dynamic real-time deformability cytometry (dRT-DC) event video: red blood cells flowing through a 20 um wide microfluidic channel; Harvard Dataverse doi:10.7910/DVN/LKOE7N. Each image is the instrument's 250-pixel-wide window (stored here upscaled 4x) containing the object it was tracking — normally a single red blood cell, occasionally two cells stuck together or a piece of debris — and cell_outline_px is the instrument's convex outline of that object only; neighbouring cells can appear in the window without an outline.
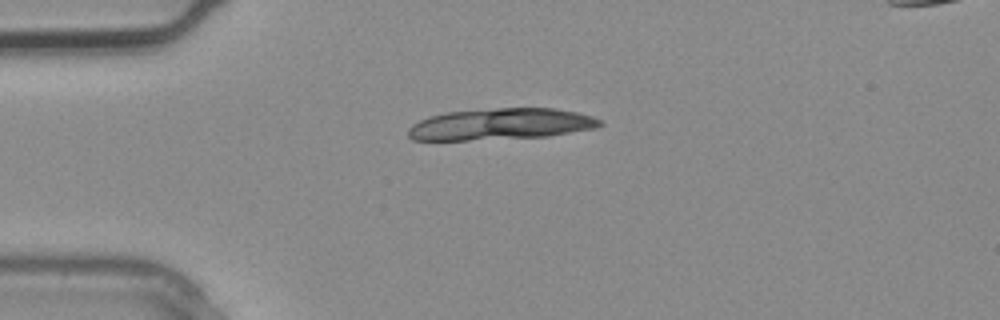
{"species": "common noctule bat (a hibernating species)", "species_latin": "Nyctalus noctula", "temperature_condition": "warm", "stored_images_in_passage": 2, "camera_frame_rate_fps": 3000, "um_per_image_px": 0.085, "animal": {"sex": "male", "body_mass_g": 20.4}, "frame": {"image": 1, "passage_image": 2, "time_ms": 0.333, "image_size_px": [1000, 320], "cell_outline_px": [[604, 124], [596, 128], [548, 136], [468, 140], [412, 140], [408, 136], [408, 128], [412, 124], [420, 120], [432, 116], [448, 112], [496, 108], [556, 108], [576, 112], [592, 116], [600, 120]], "centroid_in_image_um": [42.58, 10.55], "position_along_channel_um": 42.4, "area_um2": 34.97}}